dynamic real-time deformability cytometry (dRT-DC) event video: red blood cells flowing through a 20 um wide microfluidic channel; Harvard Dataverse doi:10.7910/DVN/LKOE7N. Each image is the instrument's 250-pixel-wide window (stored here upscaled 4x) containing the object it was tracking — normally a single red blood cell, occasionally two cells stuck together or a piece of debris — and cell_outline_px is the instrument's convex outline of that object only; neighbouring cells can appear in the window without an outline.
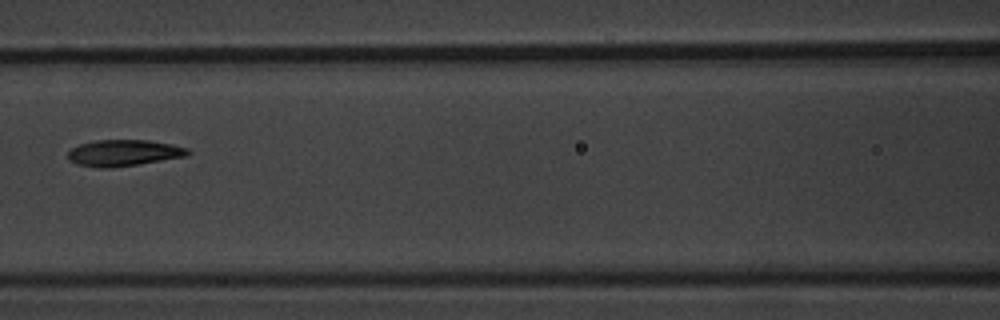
{"species": "common noctule bat (a hibernating species)", "species_latin": "Nyctalus noctula", "temperature_condition": "warm", "stored_images_in_passage": 6, "camera_frame_rate_fps": 3000, "um_per_image_px": 0.085, "animal": {"sex": "male", "body_mass_g": 20.1, "forearm_length_mm": 53.5}, "frame": {"image": 1, "passage_image": 4, "time_ms": 3.667, "image_size_px": [1000, 320], "cell_outline_px": [[192, 152], [188, 156], [112, 168], [100, 168], [76, 164], [68, 160], [68, 152], [72, 148], [80, 144], [96, 140], [148, 140], [172, 144], [188, 148]], "centroid_in_image_um": [10.53, 13.0], "position_along_channel_um": 156.1, "area_um2": 18.5}}
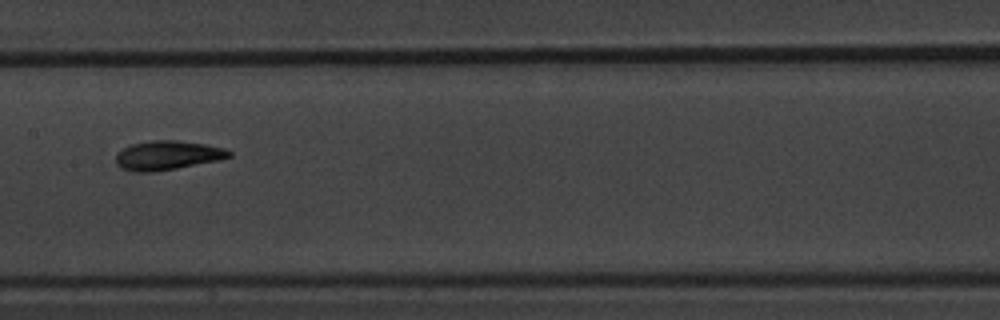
{"frame": {"image": 2, "passage_image": 5, "time_ms": 4.667, "image_size_px": [1000, 320], "cell_outline_px": [[232, 156], [216, 160], [176, 168], [152, 172], [136, 172], [124, 168], [116, 164], [116, 152], [132, 144], [152, 140], [176, 140], [204, 144], [224, 148], [232, 152]], "centroid_in_image_um": [14.21, 13.19], "position_along_channel_um": 193.2, "area_um2": 18.96}}
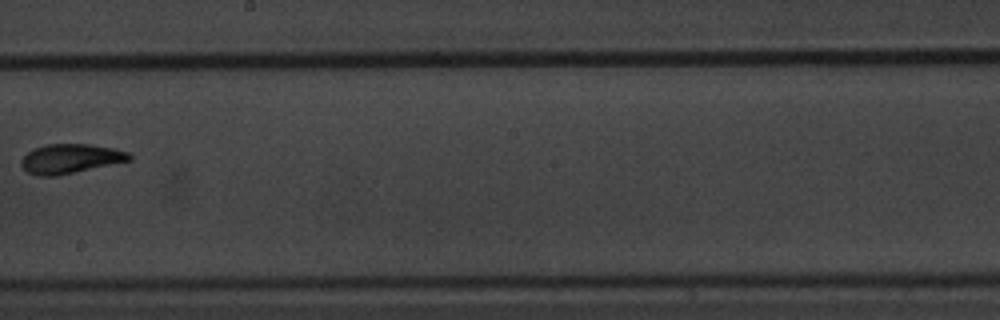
{"frame": {"image": 3, "passage_image": 6, "time_ms": 6.0, "image_size_px": [1000, 320], "cell_outline_px": [[132, 160], [56, 176], [40, 176], [28, 172], [20, 164], [20, 160], [28, 152], [36, 148], [48, 144], [88, 144], [112, 148], [128, 152], [132, 156]], "centroid_in_image_um": [5.99, 13.49], "position_along_channel_um": 242.2, "area_um2": 18.32}}